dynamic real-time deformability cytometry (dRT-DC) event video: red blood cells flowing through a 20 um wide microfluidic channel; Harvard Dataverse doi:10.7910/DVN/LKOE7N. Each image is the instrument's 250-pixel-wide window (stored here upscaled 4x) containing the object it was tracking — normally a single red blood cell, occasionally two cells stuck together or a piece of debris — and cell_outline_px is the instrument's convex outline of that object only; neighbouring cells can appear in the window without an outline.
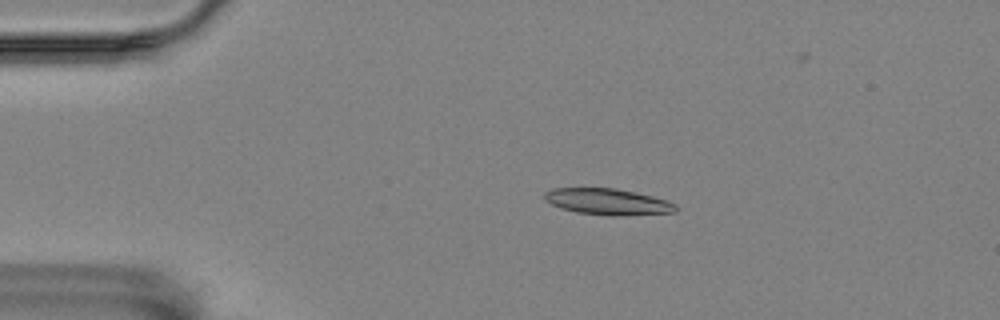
{"species": "Egyptian fruit bat (a non-hibernating species)", "species_latin": "Rousettus aegyptiacus", "temperature_condition": "room temperature", "stored_images_in_passage": 48, "camera_frame_rate_fps": 3000, "um_per_image_px": 0.085, "animal": {"sex": "female"}, "frame": {"image": 1, "passage_image": 3, "time_ms": 0.667, "image_size_px": [1000, 320], "cell_outline_px": [[676, 212], [616, 216], [612, 216], [576, 212], [560, 208], [544, 200], [544, 192], [552, 188], [616, 188], [636, 192], [668, 200], [676, 204]], "centroid_in_image_um": [51.65, 17.14], "position_along_channel_um": 33.4, "area_um2": 20.17}}
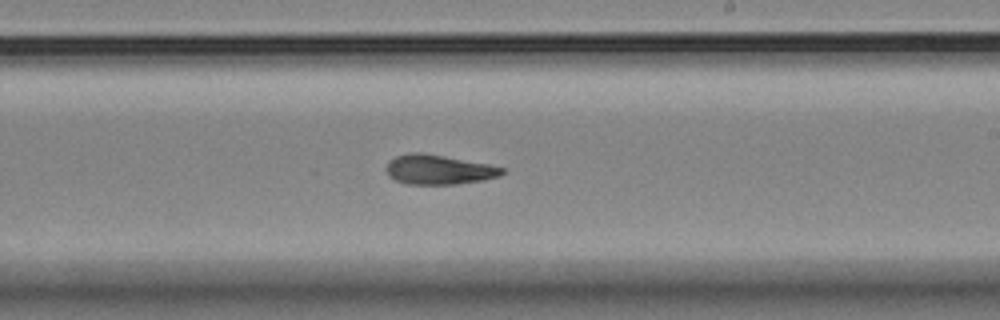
{"frame": {"image": 2, "passage_image": 25, "time_ms": 8.0, "image_size_px": [1000, 320], "cell_outline_px": [[504, 172], [500, 176], [484, 180], [456, 184], [404, 184], [388, 176], [384, 168], [388, 160], [396, 156], [412, 152], [420, 152], [488, 164], [504, 168]], "centroid_in_image_um": [37.24, 14.42], "position_along_channel_um": 251.8, "area_um2": 20.06}}
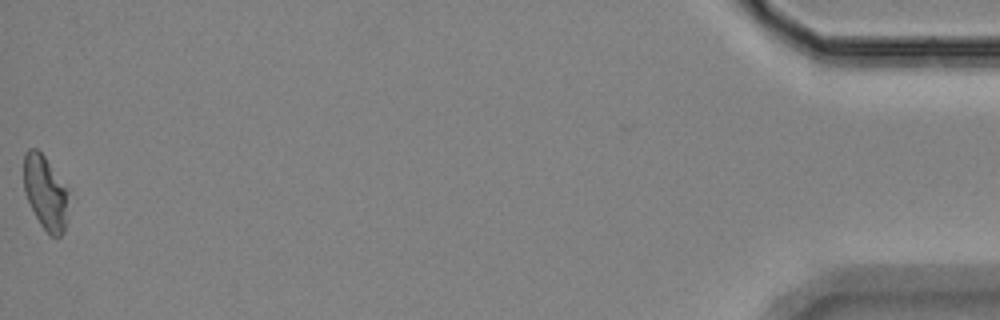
{"frame": {"image": 3, "passage_image": 48, "time_ms": 15.667, "image_size_px": [1000, 320], "cell_outline_px": [[68, 192], [64, 232], [60, 236], [48, 236], [40, 224], [24, 192], [24, 152], [28, 148], [36, 148], [44, 156], [68, 188]], "centroid_in_image_um": [3.85, 16.36], "position_along_channel_um": 431.4, "area_um2": 19.19}, "authors_computed_cell_mechanics": {"area_um2": 20.0277, "velocity_mm_per_s": 3.5631, "shape_relaxation_time_tau1_ms": 7.2352, "shape_relaxation_time_tau2_ms": 4.2116, "deformation_change_tau1": 0.1956, "deformation_change_tau2": 0.1344}}